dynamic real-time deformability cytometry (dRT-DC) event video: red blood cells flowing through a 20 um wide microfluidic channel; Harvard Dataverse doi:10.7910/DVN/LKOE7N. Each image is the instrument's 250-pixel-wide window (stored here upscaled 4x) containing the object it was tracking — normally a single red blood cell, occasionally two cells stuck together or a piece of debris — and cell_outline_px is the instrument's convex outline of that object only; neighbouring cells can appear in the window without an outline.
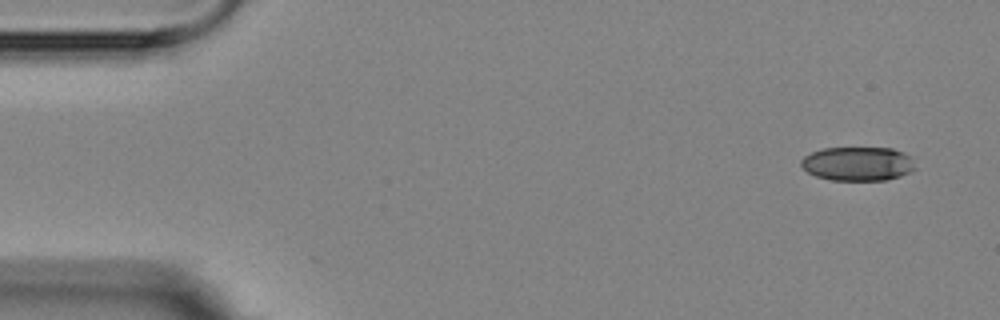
{"species": "Egyptian fruit bat (a non-hibernating species)", "species_latin": "Rousettus aegyptiacus", "temperature_condition": "room temperature", "stored_images_in_passage": 8, "camera_frame_rate_fps": 3000, "um_per_image_px": 0.085, "animal": {"sex": "female"}, "frame": {"image": 1, "passage_image": 1, "time_ms": 0.0, "image_size_px": [1000, 320], "cell_outline_px": [[916, 168], [912, 172], [900, 176], [884, 180], [832, 180], [816, 176], [808, 172], [800, 164], [800, 160], [804, 156], [812, 152], [824, 148], [892, 148], [904, 152], [912, 156]], "centroid_in_image_um": [72.95, 13.91], "position_along_channel_um": 12.0, "area_um2": 22.77}}
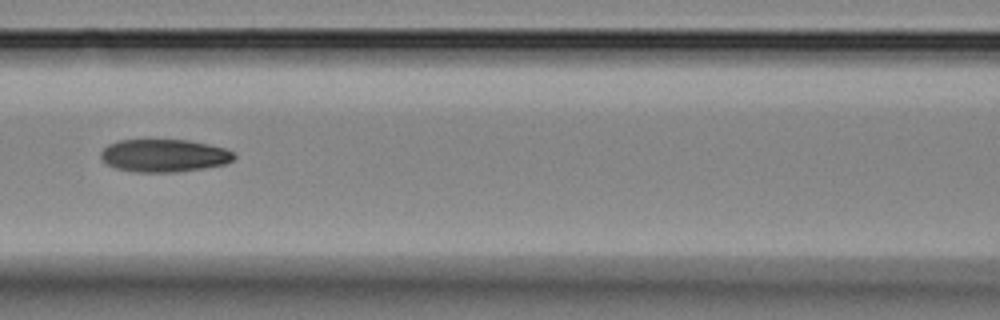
{"frame": {"image": 2, "passage_image": 7, "time_ms": 7.0, "image_size_px": [1000, 320], "cell_outline_px": [[236, 156], [232, 160], [224, 164], [204, 168], [172, 172], [136, 172], [116, 168], [108, 164], [100, 156], [100, 152], [108, 144], [120, 140], [188, 140], [208, 144], [224, 148], [232, 152]], "centroid_in_image_um": [13.94, 13.22], "position_along_channel_um": 152.7, "area_um2": 25.2}}
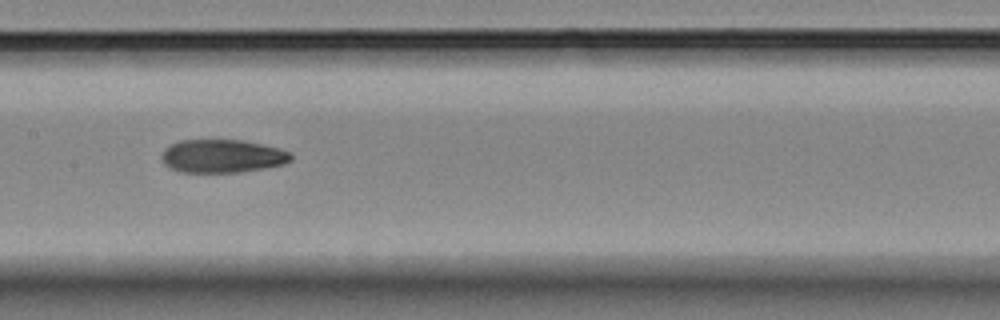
{"frame": {"image": 3, "passage_image": 8, "time_ms": 8.0, "image_size_px": [1000, 320], "cell_outline_px": [[292, 160], [284, 164], [264, 168], [240, 172], [180, 172], [168, 168], [160, 160], [160, 156], [164, 148], [168, 144], [180, 140], [240, 140], [260, 144], [276, 148], [288, 152], [292, 156]], "centroid_in_image_um": [18.8, 13.27], "position_along_channel_um": 188.6, "area_um2": 25.14}}